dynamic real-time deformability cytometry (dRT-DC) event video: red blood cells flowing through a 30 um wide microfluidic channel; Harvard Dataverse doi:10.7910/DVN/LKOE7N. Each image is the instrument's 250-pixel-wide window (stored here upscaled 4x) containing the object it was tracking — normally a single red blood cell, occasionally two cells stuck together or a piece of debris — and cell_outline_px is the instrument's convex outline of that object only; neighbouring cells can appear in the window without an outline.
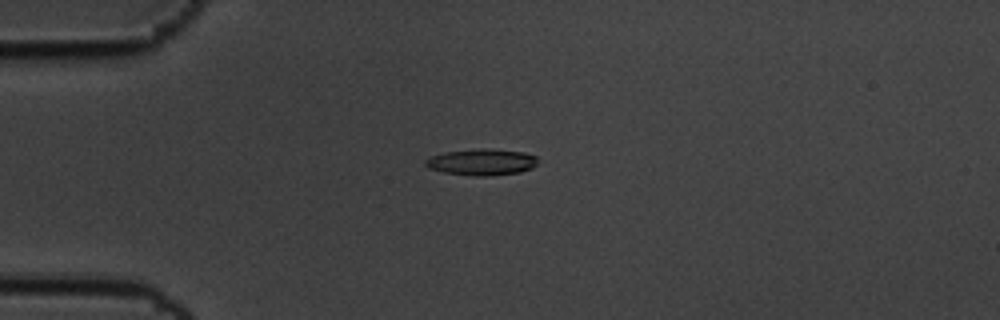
{"species": "common noctule bat (a hibernating species)", "species_latin": "Nyctalus noctula", "temperature_condition": "cold", "stored_images_in_passage": 5, "camera_frame_rate_fps": 3000, "um_per_image_px": 0.085, "animal": {"sex": "male", "body_mass_g": 19.5, "forearm_length_mm": 54.6}, "frame": {"image": 1, "passage_image": 2, "time_ms": 0.333, "image_size_px": [1000, 320], "cell_outline_px": [[536, 164], [532, 168], [520, 172], [484, 176], [476, 176], [444, 172], [428, 168], [424, 164], [424, 160], [432, 156], [444, 152], [480, 148], [488, 148], [524, 152], [536, 156]], "centroid_in_image_um": [40.93, 13.76], "position_along_channel_um": 44.1, "area_um2": 17.22}}
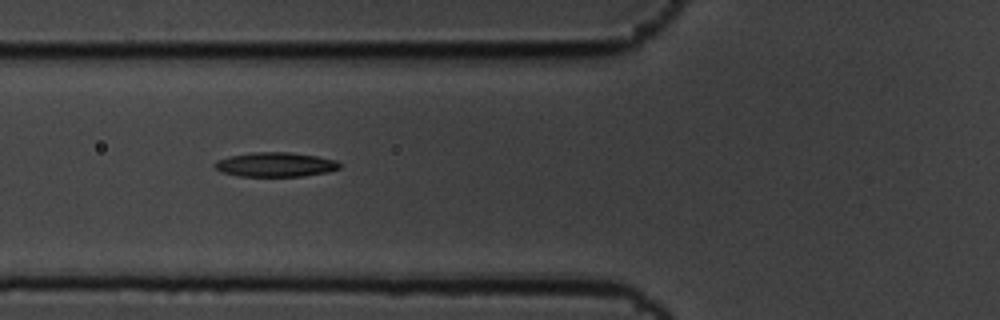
{"frame": {"image": 2, "passage_image": 4, "time_ms": 1.0, "image_size_px": [1000, 320], "cell_outline_px": [[340, 168], [328, 172], [304, 176], [236, 176], [224, 172], [216, 168], [212, 164], [216, 160], [228, 156], [252, 152], [288, 152], [316, 156], [336, 160], [340, 164]], "centroid_in_image_um": [23.39, 13.98], "position_along_channel_um": 102.4, "area_um2": 17.8}}
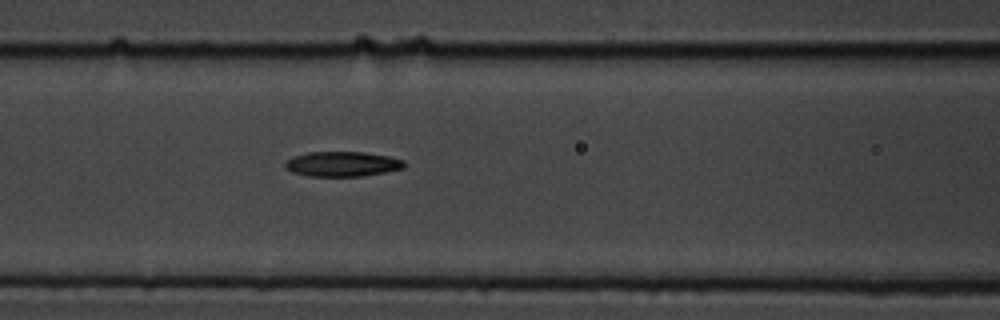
{"frame": {"image": 3, "passage_image": 5, "time_ms": 1.333, "image_size_px": [1000, 320], "cell_outline_px": [[404, 168], [364, 176], [308, 176], [292, 172], [284, 164], [292, 156], [308, 152], [364, 152], [388, 156], [404, 160]], "centroid_in_image_um": [29.1, 13.94], "position_along_channel_um": 137.5, "area_um2": 17.22}}